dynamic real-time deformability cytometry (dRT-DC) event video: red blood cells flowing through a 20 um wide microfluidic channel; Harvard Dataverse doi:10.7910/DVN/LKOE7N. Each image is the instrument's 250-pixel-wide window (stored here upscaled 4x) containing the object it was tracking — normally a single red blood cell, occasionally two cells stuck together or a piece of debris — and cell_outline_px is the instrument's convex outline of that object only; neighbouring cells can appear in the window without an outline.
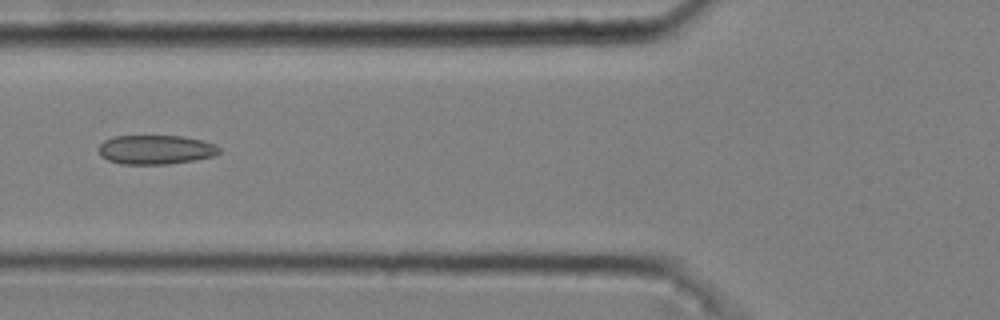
{"species": "common noctule bat (a hibernating species)", "species_latin": "Nyctalus noctula", "temperature_condition": "cold", "stored_images_in_passage": 37, "camera_frame_rate_fps": 3000, "um_per_image_px": 0.085, "animal": {"sex": "male", "body_mass_g": 20.4}, "frame": {"image": 1, "passage_image": 7, "time_ms": 2.0, "image_size_px": [1000, 320], "cell_outline_px": [[220, 152], [212, 156], [196, 160], [168, 164], [120, 164], [108, 160], [100, 156], [100, 144], [104, 140], [112, 136], [184, 136], [216, 144], [220, 148]], "centroid_in_image_um": [13.23, 12.72], "position_along_channel_um": 112.6, "area_um2": 20.58}}
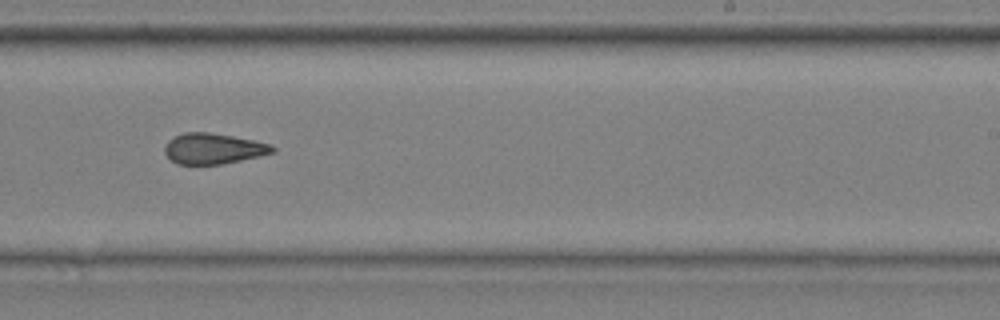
{"frame": {"image": 2, "passage_image": 20, "time_ms": 6.333, "image_size_px": [1000, 320], "cell_outline_px": [[276, 152], [260, 156], [220, 164], [176, 164], [164, 152], [164, 148], [168, 140], [184, 132], [208, 132], [232, 136], [272, 144], [276, 148]], "centroid_in_image_um": [18.15, 12.63], "position_along_channel_um": 270.9, "area_um2": 19.19}}
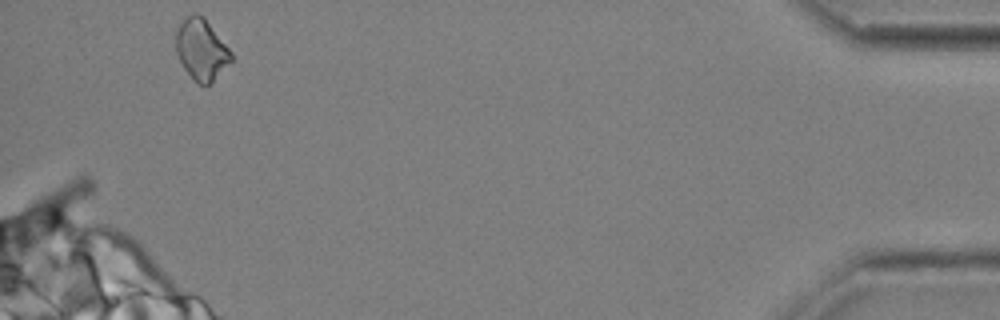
{"frame": {"image": 3, "passage_image": 37, "time_ms": 12.0, "image_size_px": [1000, 320], "cell_outline_px": [[232, 60], [204, 88], [184, 68], [176, 52], [176, 28], [192, 12], [196, 12], [204, 16], [232, 52]], "centroid_in_image_um": [17.11, 4.16], "position_along_channel_um": 418.1, "area_um2": 19.36}, "authors_computed_cell_mechanics": {"area_um2": 19.652, "velocity_mm_per_s": 3.6587, "shape_relaxation_time_tau1_ms": null, "shape_relaxation_time_tau2_ms": 3.1107, "deformation_change_tau1": null, "deformation_change_tau2": 0.1137}}